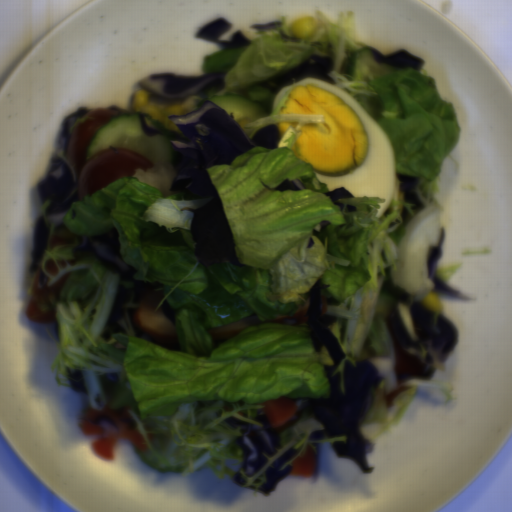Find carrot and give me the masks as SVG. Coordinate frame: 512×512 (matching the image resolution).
<instances>
[{
    "instance_id": "obj_3",
    "label": "carrot",
    "mask_w": 512,
    "mask_h": 512,
    "mask_svg": "<svg viewBox=\"0 0 512 512\" xmlns=\"http://www.w3.org/2000/svg\"><path fill=\"white\" fill-rule=\"evenodd\" d=\"M290 465L291 470L288 474L309 478L313 476L315 468V451L312 446L308 444L305 448V453L296 458Z\"/></svg>"
},
{
    "instance_id": "obj_1",
    "label": "carrot",
    "mask_w": 512,
    "mask_h": 512,
    "mask_svg": "<svg viewBox=\"0 0 512 512\" xmlns=\"http://www.w3.org/2000/svg\"><path fill=\"white\" fill-rule=\"evenodd\" d=\"M130 407H121L119 409H92L85 407L81 416V430L86 433H93L100 435L105 433L104 428L100 427L97 423L98 416L107 415L115 424L117 428L116 433L105 435L99 439L92 441L91 445L97 454L107 459H114V443L117 440H127L135 445L136 448H147L143 435L137 429L130 431L127 423L123 422L122 418H132L129 415Z\"/></svg>"
},
{
    "instance_id": "obj_2",
    "label": "carrot",
    "mask_w": 512,
    "mask_h": 512,
    "mask_svg": "<svg viewBox=\"0 0 512 512\" xmlns=\"http://www.w3.org/2000/svg\"><path fill=\"white\" fill-rule=\"evenodd\" d=\"M258 404L263 406V414L274 428L288 422L298 408L293 398L283 395L273 401Z\"/></svg>"
},
{
    "instance_id": "obj_4",
    "label": "carrot",
    "mask_w": 512,
    "mask_h": 512,
    "mask_svg": "<svg viewBox=\"0 0 512 512\" xmlns=\"http://www.w3.org/2000/svg\"><path fill=\"white\" fill-rule=\"evenodd\" d=\"M408 389H411L410 386H406V385H402L400 387H396L394 388L393 390H391L390 392H388L384 398L386 400V403L389 406H394V400L396 399V397L401 394L402 392L408 390Z\"/></svg>"
}]
</instances>
